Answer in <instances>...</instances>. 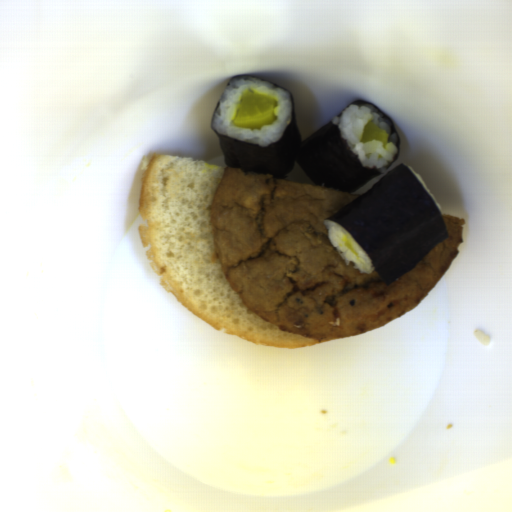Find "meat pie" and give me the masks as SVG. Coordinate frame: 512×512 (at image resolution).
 Returning a JSON list of instances; mask_svg holds the SVG:
<instances>
[{"mask_svg": "<svg viewBox=\"0 0 512 512\" xmlns=\"http://www.w3.org/2000/svg\"><path fill=\"white\" fill-rule=\"evenodd\" d=\"M364 194L225 167L209 224L228 286L277 329L321 340L371 331L415 308L459 253L466 218L442 215L447 238L387 285L375 269L345 264L324 224Z\"/></svg>", "mask_w": 512, "mask_h": 512, "instance_id": "obj_1", "label": "meat pie"}]
</instances>
